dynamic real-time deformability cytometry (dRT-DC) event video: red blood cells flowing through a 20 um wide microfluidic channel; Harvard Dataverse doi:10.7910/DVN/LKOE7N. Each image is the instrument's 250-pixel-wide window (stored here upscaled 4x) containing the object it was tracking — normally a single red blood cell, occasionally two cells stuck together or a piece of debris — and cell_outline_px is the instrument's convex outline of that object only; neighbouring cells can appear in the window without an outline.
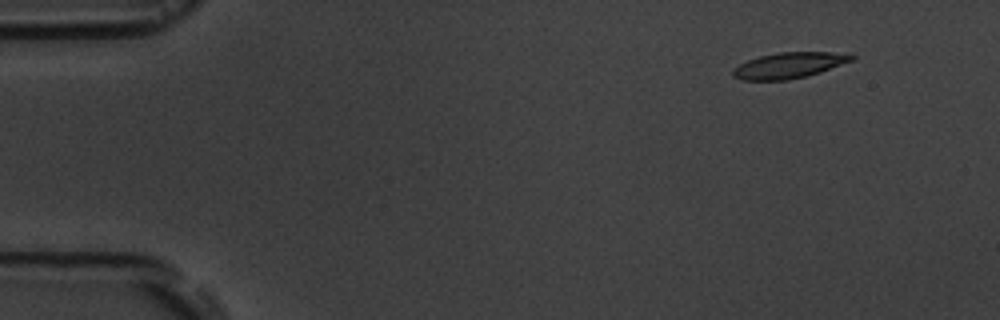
{"species": "common noctule bat (a hibernating species)", "species_latin": "Nyctalus noctula", "temperature_condition": "room temperature", "stored_images_in_passage": 6, "segment_of_instrument_passage": [2, 2], "camera_frame_rate_fps": 3000, "um_per_image_px": 0.085, "animal": {"sex": "male", "body_mass_g": 19.5, "forearm_length_mm": 54.6}, "frame": {"image": 1, "passage_image": 6, "time_ms": 6.667, "image_size_px": [1000, 320], "cell_outline_px": [[856, 56], [852, 60], [820, 72], [808, 76], [788, 80], [740, 80], [732, 76], [732, 68], [748, 60], [760, 56], [780, 52], [852, 52]], "centroid_in_image_um": [67.09, 5.55], "position_along_channel_um": 17.9, "area_um2": 18.03}}